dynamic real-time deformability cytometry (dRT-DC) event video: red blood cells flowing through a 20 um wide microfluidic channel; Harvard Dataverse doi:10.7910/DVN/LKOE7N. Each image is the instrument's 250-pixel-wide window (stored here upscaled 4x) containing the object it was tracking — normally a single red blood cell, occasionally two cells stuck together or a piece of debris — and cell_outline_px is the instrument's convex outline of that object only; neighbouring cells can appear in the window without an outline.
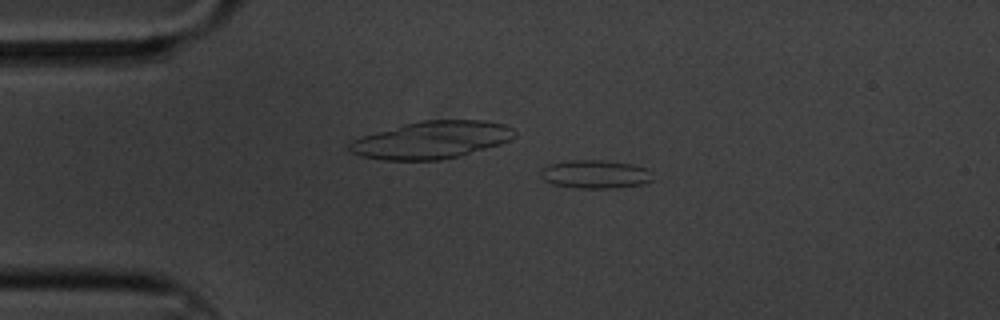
{"species": "common noctule bat (a hibernating species)", "species_latin": "Nyctalus noctula", "temperature_condition": "cold", "stored_images_in_passage": 5, "camera_frame_rate_fps": 3000, "um_per_image_px": 0.085, "animal": {"sex": "male", "body_mass_g": 20.1, "forearm_length_mm": 53.5}, "frame": {"image": 1, "passage_image": 3, "time_ms": 0.667, "image_size_px": [1000, 320], "cell_outline_px": [[652, 180], [644, 184], [612, 188], [576, 188], [552, 184], [544, 180], [540, 176], [540, 168], [548, 164], [572, 160], [604, 160], [632, 164], [648, 168]], "centroid_in_image_um": [50.56, 14.8], "position_along_channel_um": 34.4, "area_um2": 18.67}}
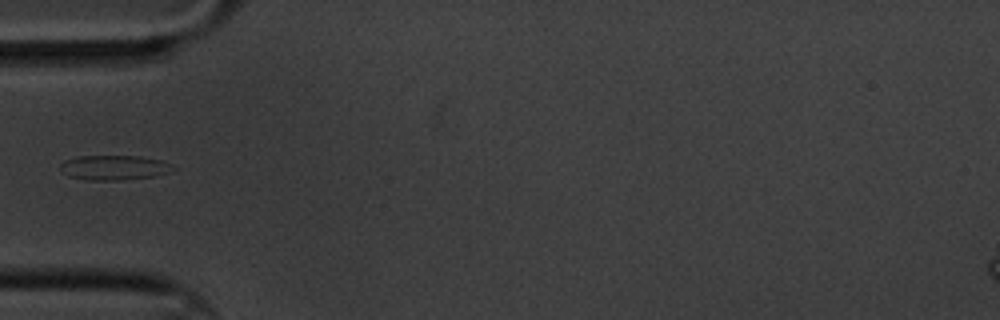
{"frame": {"image": 2, "passage_image": 5, "time_ms": 1.333, "image_size_px": [1000, 320], "cell_outline_px": [[176, 168], [168, 172], [156, 176], [124, 180], [88, 180], [68, 176], [60, 172], [60, 164], [64, 160], [76, 156], [140, 156], [160, 160]], "centroid_in_image_um": [9.64, 14.25], "position_along_channel_um": 75.4, "area_um2": 16.36}}